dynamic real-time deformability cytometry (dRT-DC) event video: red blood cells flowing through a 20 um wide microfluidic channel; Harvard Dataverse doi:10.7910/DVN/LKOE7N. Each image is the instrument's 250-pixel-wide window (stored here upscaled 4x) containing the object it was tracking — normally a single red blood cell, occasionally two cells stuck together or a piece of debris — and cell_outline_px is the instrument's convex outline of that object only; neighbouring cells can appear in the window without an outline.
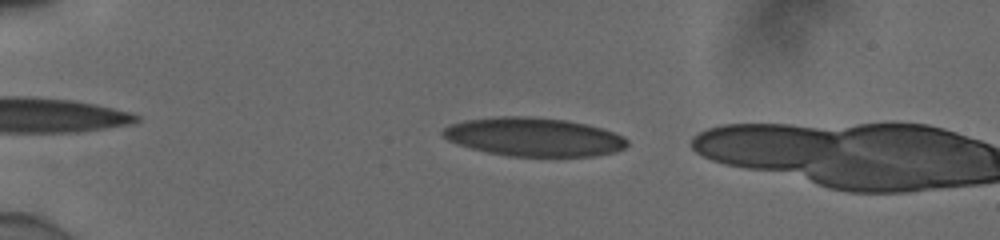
{"species": "human", "species_latin": "Homo sapiens", "temperature_condition": "cold", "stored_images_in_passage": 8, "camera_frame_rate_fps": 3000, "um_per_image_px": 0.085, "donor": {"sex": "male"}, "frame": {"image": 1, "passage_image": 4, "time_ms": 1.0, "image_size_px": [1000, 240], "cell_outline_px": [[628, 144], [624, 148], [616, 152], [592, 156], [508, 156], [488, 152], [456, 144], [440, 136], [440, 132], [444, 128], [452, 124], [468, 120], [500, 116], [524, 116], [564, 120], [584, 124], [600, 128], [624, 136], [628, 140]], "centroid_in_image_um": [45.35, 11.65], "position_along_channel_um": 39.6, "area_um2": 41.21}}